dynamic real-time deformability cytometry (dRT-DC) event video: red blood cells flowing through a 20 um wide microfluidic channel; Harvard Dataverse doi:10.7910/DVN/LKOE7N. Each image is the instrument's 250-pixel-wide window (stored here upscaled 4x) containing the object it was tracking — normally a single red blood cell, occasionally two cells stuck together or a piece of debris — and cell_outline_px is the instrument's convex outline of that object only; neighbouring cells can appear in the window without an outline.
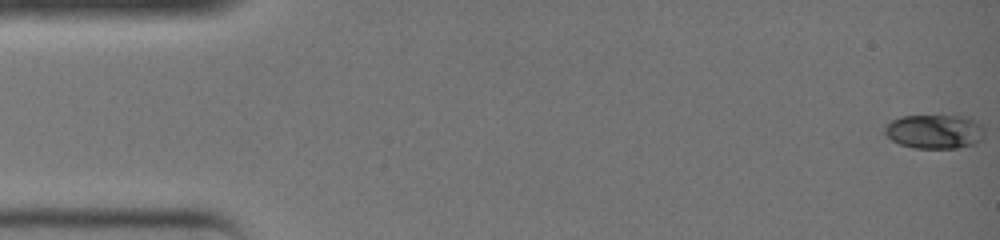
{"species": "common noctule bat (a hibernating species)", "species_latin": "Nyctalus noctula", "temperature_condition": "warm", "stored_images_in_passage": 37, "camera_frame_rate_fps": 3000, "um_per_image_px": 0.085, "animal": {"sex": "female", "body_mass_g": 19.0, "forearm_length_mm": 51.5}, "frame": {"image": 1, "passage_image": 1, "time_ms": 0.0, "image_size_px": [1000, 240], "cell_outline_px": [[984, 136], [980, 140], [972, 144], [956, 148], [912, 148], [900, 144], [892, 140], [884, 132], [884, 124], [900, 116], [964, 116], [980, 124], [984, 128]], "centroid_in_image_um": [79.4, 11.18], "position_along_channel_um": 5.6, "area_um2": 19.83}}
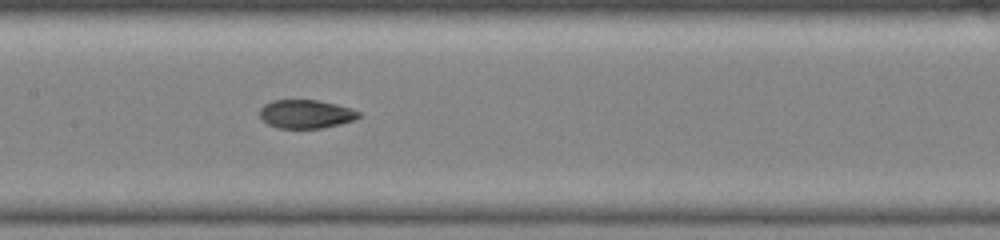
{"frame": {"image": 2, "passage_image": 19, "time_ms": 6.0, "image_size_px": [1000, 240], "cell_outline_px": [[360, 116], [356, 120], [340, 124], [320, 128], [276, 128], [268, 124], [260, 116], [260, 108], [264, 104], [272, 100], [316, 100], [336, 104], [352, 108], [360, 112]], "centroid_in_image_um": [26.02, 9.69], "position_along_channel_um": 181.4, "area_um2": 16.53}}
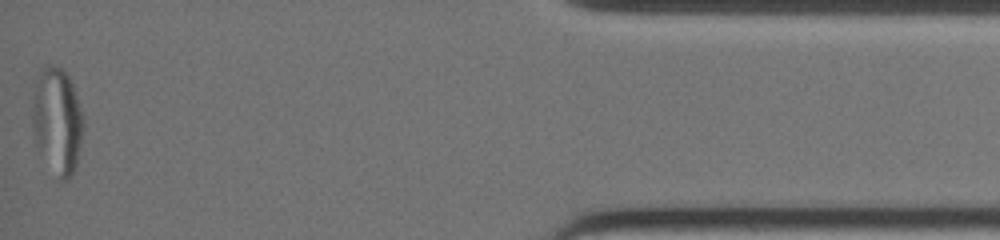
{"frame": {"image": 3, "passage_image": 37, "time_ms": 12.0, "image_size_px": [1000, 240], "cell_outline_px": [[84, 128], [76, 164], [72, 176], [68, 180], [60, 180], [36, 144], [32, 124], [32, 104], [40, 68], [44, 64], [52, 64], [60, 68], [68, 76], [72, 84], [84, 116]], "centroid_in_image_um": [4.88, 10.23], "position_along_channel_um": 430.3, "area_um2": 31.33}}